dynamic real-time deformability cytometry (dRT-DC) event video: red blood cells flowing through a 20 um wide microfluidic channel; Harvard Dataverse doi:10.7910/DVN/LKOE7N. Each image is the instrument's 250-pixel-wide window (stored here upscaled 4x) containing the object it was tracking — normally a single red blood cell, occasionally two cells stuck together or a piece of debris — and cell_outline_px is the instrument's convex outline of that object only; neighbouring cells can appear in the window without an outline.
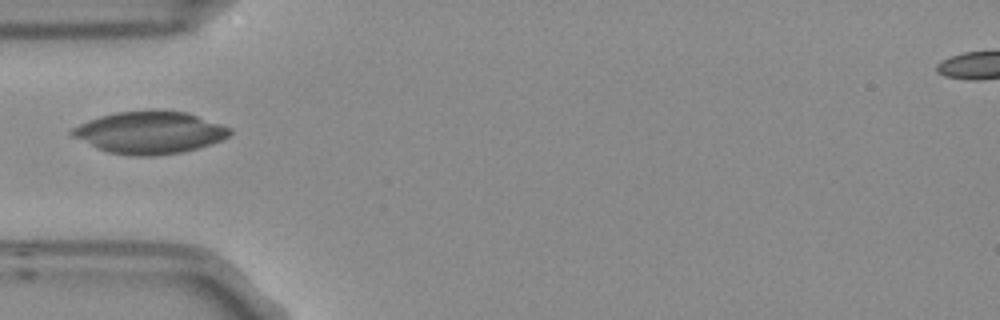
{"species": "Egyptian fruit bat (a non-hibernating species)", "species_latin": "Rousettus aegyptiacus", "temperature_condition": "room temperature", "stored_images_in_passage": 1, "camera_frame_rate_fps": 3000, "um_per_image_px": 0.085, "frame": {"image": 1, "passage_image": 1, "time_ms": 0.0, "image_size_px": [1000, 320], "cell_outline_px": [[232, 132], [228, 136], [212, 144], [180, 152], [152, 156], [136, 156], [108, 152], [72, 136], [68, 132], [72, 128], [88, 120], [100, 116], [116, 112], [188, 112], [232, 128]], "centroid_in_image_um": [12.73, 11.28], "position_along_channel_um": 72.3, "area_um2": 38.03}}